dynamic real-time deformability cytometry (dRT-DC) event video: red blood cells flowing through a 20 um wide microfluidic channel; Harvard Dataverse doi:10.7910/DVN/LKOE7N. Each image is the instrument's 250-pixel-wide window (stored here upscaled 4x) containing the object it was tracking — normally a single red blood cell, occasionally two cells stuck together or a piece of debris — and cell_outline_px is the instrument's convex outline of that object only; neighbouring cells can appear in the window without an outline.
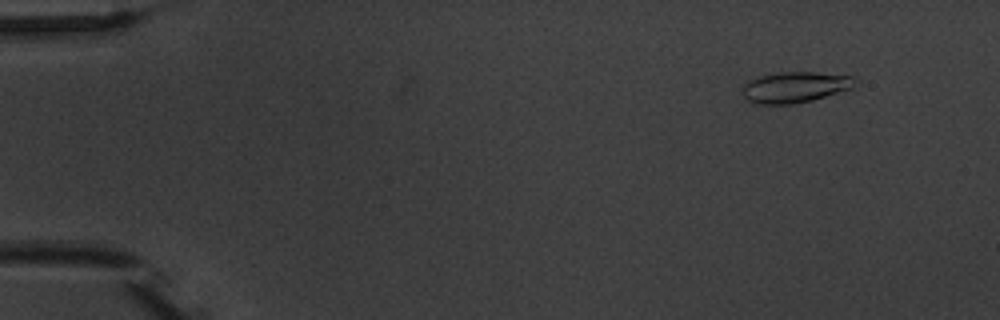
{"species": "common noctule bat (a hibernating species)", "species_latin": "Nyctalus noctula", "temperature_condition": "warm", "stored_images_in_passage": 6, "camera_frame_rate_fps": 3000, "um_per_image_px": 0.085, "animal": {"sex": "male", "body_mass_g": 20.1, "forearm_length_mm": 53.5}, "frame": {"image": 1, "passage_image": 2, "time_ms": 1.0, "image_size_px": [1000, 320], "cell_outline_px": [[860, 80], [852, 88], [812, 100], [792, 104], [752, 104], [744, 96], [744, 84], [748, 80], [760, 76], [780, 72], [816, 72], [852, 76]], "centroid_in_image_um": [67.6, 7.4], "position_along_channel_um": 17.4, "area_um2": 20.29}}
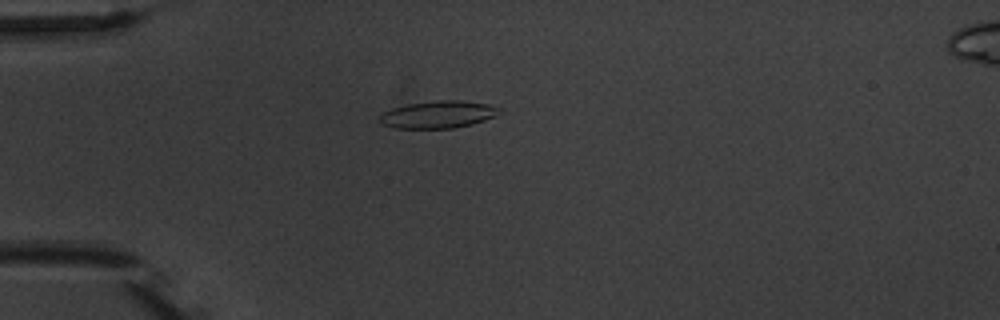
{"frame": {"image": 2, "passage_image": 4, "time_ms": 4.333, "image_size_px": [1000, 320], "cell_outline_px": [[500, 112], [496, 116], [472, 124], [452, 128], [392, 128], [380, 124], [376, 116], [392, 108], [408, 104], [436, 100], [460, 100], [488, 104], [500, 108]], "centroid_in_image_um": [37.19, 9.73], "position_along_channel_um": 47.8, "area_um2": 19.19}}
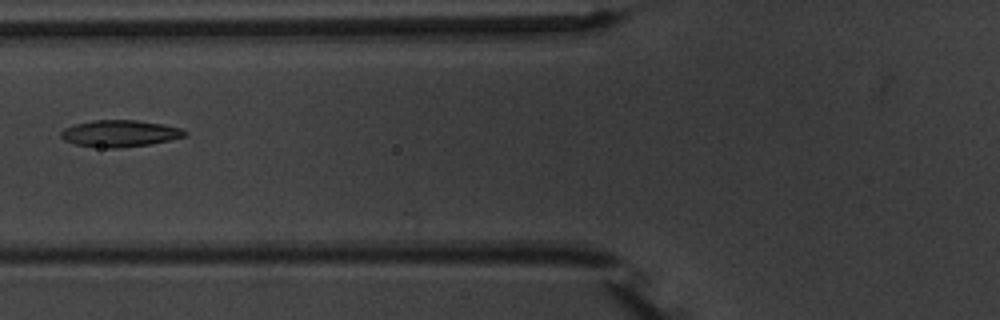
{"frame": {"image": 3, "passage_image": 6, "time_ms": 6.667, "image_size_px": [1000, 320], "cell_outline_px": [[188, 136], [148, 144], [120, 148], [108, 148], [76, 144], [64, 140], [60, 136], [60, 132], [64, 128], [76, 124], [92, 120], [136, 120], [164, 124], [180, 128], [188, 132]], "centroid_in_image_um": [10.2, 11.33], "position_along_channel_um": 115.6, "area_um2": 19.19}}